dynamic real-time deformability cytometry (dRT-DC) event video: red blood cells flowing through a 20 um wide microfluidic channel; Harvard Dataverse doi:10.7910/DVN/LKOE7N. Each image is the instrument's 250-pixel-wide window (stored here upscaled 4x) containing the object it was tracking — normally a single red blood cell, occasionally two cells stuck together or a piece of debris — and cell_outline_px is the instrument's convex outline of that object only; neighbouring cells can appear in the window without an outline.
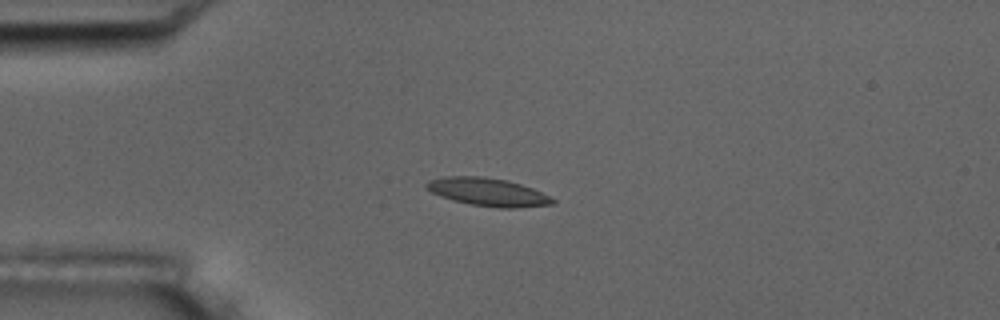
{"species": "common noctule bat (a hibernating species)", "species_latin": "Nyctalus noctula", "temperature_condition": "room temperature", "stored_images_in_passage": 6, "camera_frame_rate_fps": 3000, "um_per_image_px": 0.085, "animal": {"sex": "male", "body_mass_g": 17.5, "forearm_length_mm": 52.3}, "frame": {"image": 1, "passage_image": 4, "time_ms": 4.0, "image_size_px": [1000, 320], "cell_outline_px": [[556, 200], [552, 204], [516, 208], [500, 208], [472, 204], [452, 200], [440, 196], [432, 192], [424, 184], [428, 180], [444, 176], [484, 176], [508, 180], [532, 188]], "centroid_in_image_um": [41.44, 16.31], "position_along_channel_um": 43.6, "area_um2": 20.46}}